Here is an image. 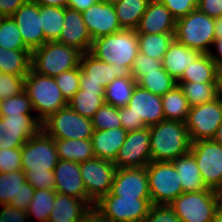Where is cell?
<instances>
[{"label": "cell", "mask_w": 222, "mask_h": 222, "mask_svg": "<svg viewBox=\"0 0 222 222\" xmlns=\"http://www.w3.org/2000/svg\"><path fill=\"white\" fill-rule=\"evenodd\" d=\"M151 161H173L191 149L185 122L162 120L149 126Z\"/></svg>", "instance_id": "1"}, {"label": "cell", "mask_w": 222, "mask_h": 222, "mask_svg": "<svg viewBox=\"0 0 222 222\" xmlns=\"http://www.w3.org/2000/svg\"><path fill=\"white\" fill-rule=\"evenodd\" d=\"M89 53L95 58L118 68L129 67L139 53L136 29H121L116 33L92 41Z\"/></svg>", "instance_id": "2"}, {"label": "cell", "mask_w": 222, "mask_h": 222, "mask_svg": "<svg viewBox=\"0 0 222 222\" xmlns=\"http://www.w3.org/2000/svg\"><path fill=\"white\" fill-rule=\"evenodd\" d=\"M24 91L31 100L36 117L43 122L51 114L68 105L54 77L35 72L32 68L25 77Z\"/></svg>", "instance_id": "3"}, {"label": "cell", "mask_w": 222, "mask_h": 222, "mask_svg": "<svg viewBox=\"0 0 222 222\" xmlns=\"http://www.w3.org/2000/svg\"><path fill=\"white\" fill-rule=\"evenodd\" d=\"M82 52L57 41H47L31 52V68L42 75H57L80 66Z\"/></svg>", "instance_id": "4"}, {"label": "cell", "mask_w": 222, "mask_h": 222, "mask_svg": "<svg viewBox=\"0 0 222 222\" xmlns=\"http://www.w3.org/2000/svg\"><path fill=\"white\" fill-rule=\"evenodd\" d=\"M214 19L198 8L176 20L174 38L188 48L209 53L215 40Z\"/></svg>", "instance_id": "5"}, {"label": "cell", "mask_w": 222, "mask_h": 222, "mask_svg": "<svg viewBox=\"0 0 222 222\" xmlns=\"http://www.w3.org/2000/svg\"><path fill=\"white\" fill-rule=\"evenodd\" d=\"M218 204L217 192L208 188L201 192H184L169 206L181 222H212Z\"/></svg>", "instance_id": "6"}, {"label": "cell", "mask_w": 222, "mask_h": 222, "mask_svg": "<svg viewBox=\"0 0 222 222\" xmlns=\"http://www.w3.org/2000/svg\"><path fill=\"white\" fill-rule=\"evenodd\" d=\"M146 171L152 204H170L184 193L178 172L171 161H151Z\"/></svg>", "instance_id": "7"}, {"label": "cell", "mask_w": 222, "mask_h": 222, "mask_svg": "<svg viewBox=\"0 0 222 222\" xmlns=\"http://www.w3.org/2000/svg\"><path fill=\"white\" fill-rule=\"evenodd\" d=\"M42 129L54 139H91L92 120L76 113L69 105L42 122Z\"/></svg>", "instance_id": "8"}, {"label": "cell", "mask_w": 222, "mask_h": 222, "mask_svg": "<svg viewBox=\"0 0 222 222\" xmlns=\"http://www.w3.org/2000/svg\"><path fill=\"white\" fill-rule=\"evenodd\" d=\"M23 172H47L54 170L59 161L54 138L43 129L21 147Z\"/></svg>", "instance_id": "9"}, {"label": "cell", "mask_w": 222, "mask_h": 222, "mask_svg": "<svg viewBox=\"0 0 222 222\" xmlns=\"http://www.w3.org/2000/svg\"><path fill=\"white\" fill-rule=\"evenodd\" d=\"M151 206V199L106 195L94 207L108 222H144Z\"/></svg>", "instance_id": "10"}, {"label": "cell", "mask_w": 222, "mask_h": 222, "mask_svg": "<svg viewBox=\"0 0 222 222\" xmlns=\"http://www.w3.org/2000/svg\"><path fill=\"white\" fill-rule=\"evenodd\" d=\"M190 152L196 160L203 183L216 191L222 185V145L213 139L199 140L192 142Z\"/></svg>", "instance_id": "11"}, {"label": "cell", "mask_w": 222, "mask_h": 222, "mask_svg": "<svg viewBox=\"0 0 222 222\" xmlns=\"http://www.w3.org/2000/svg\"><path fill=\"white\" fill-rule=\"evenodd\" d=\"M222 123V102L220 99L190 107L186 127L191 142L213 139Z\"/></svg>", "instance_id": "12"}, {"label": "cell", "mask_w": 222, "mask_h": 222, "mask_svg": "<svg viewBox=\"0 0 222 222\" xmlns=\"http://www.w3.org/2000/svg\"><path fill=\"white\" fill-rule=\"evenodd\" d=\"M116 171L117 168L112 161L97 157L80 163V172L87 195L94 203L110 192Z\"/></svg>", "instance_id": "13"}, {"label": "cell", "mask_w": 222, "mask_h": 222, "mask_svg": "<svg viewBox=\"0 0 222 222\" xmlns=\"http://www.w3.org/2000/svg\"><path fill=\"white\" fill-rule=\"evenodd\" d=\"M41 129L42 122L35 114L0 117V150L22 147Z\"/></svg>", "instance_id": "14"}, {"label": "cell", "mask_w": 222, "mask_h": 222, "mask_svg": "<svg viewBox=\"0 0 222 222\" xmlns=\"http://www.w3.org/2000/svg\"><path fill=\"white\" fill-rule=\"evenodd\" d=\"M151 162L149 126L127 133L113 162L116 168L146 167Z\"/></svg>", "instance_id": "15"}, {"label": "cell", "mask_w": 222, "mask_h": 222, "mask_svg": "<svg viewBox=\"0 0 222 222\" xmlns=\"http://www.w3.org/2000/svg\"><path fill=\"white\" fill-rule=\"evenodd\" d=\"M24 45L32 52L47 42L42 29L39 5L27 0L12 16Z\"/></svg>", "instance_id": "16"}, {"label": "cell", "mask_w": 222, "mask_h": 222, "mask_svg": "<svg viewBox=\"0 0 222 222\" xmlns=\"http://www.w3.org/2000/svg\"><path fill=\"white\" fill-rule=\"evenodd\" d=\"M107 195L122 198L151 199L146 167L117 168L114 182Z\"/></svg>", "instance_id": "17"}, {"label": "cell", "mask_w": 222, "mask_h": 222, "mask_svg": "<svg viewBox=\"0 0 222 222\" xmlns=\"http://www.w3.org/2000/svg\"><path fill=\"white\" fill-rule=\"evenodd\" d=\"M53 172L56 193L85 200L92 208L95 206L87 195L80 172V163L59 159Z\"/></svg>", "instance_id": "18"}, {"label": "cell", "mask_w": 222, "mask_h": 222, "mask_svg": "<svg viewBox=\"0 0 222 222\" xmlns=\"http://www.w3.org/2000/svg\"><path fill=\"white\" fill-rule=\"evenodd\" d=\"M118 77H132L129 67L118 68L113 64L105 63L89 52L82 54L80 59V82L100 84L106 88L109 83Z\"/></svg>", "instance_id": "19"}, {"label": "cell", "mask_w": 222, "mask_h": 222, "mask_svg": "<svg viewBox=\"0 0 222 222\" xmlns=\"http://www.w3.org/2000/svg\"><path fill=\"white\" fill-rule=\"evenodd\" d=\"M26 182L23 170L0 172V221H18L19 194Z\"/></svg>", "instance_id": "20"}, {"label": "cell", "mask_w": 222, "mask_h": 222, "mask_svg": "<svg viewBox=\"0 0 222 222\" xmlns=\"http://www.w3.org/2000/svg\"><path fill=\"white\" fill-rule=\"evenodd\" d=\"M82 15L92 40L123 29L120 26L113 4L96 2L83 11Z\"/></svg>", "instance_id": "21"}, {"label": "cell", "mask_w": 222, "mask_h": 222, "mask_svg": "<svg viewBox=\"0 0 222 222\" xmlns=\"http://www.w3.org/2000/svg\"><path fill=\"white\" fill-rule=\"evenodd\" d=\"M127 106L138 120H142L147 126L165 120L162 97L140 87L138 84L135 86Z\"/></svg>", "instance_id": "22"}, {"label": "cell", "mask_w": 222, "mask_h": 222, "mask_svg": "<svg viewBox=\"0 0 222 222\" xmlns=\"http://www.w3.org/2000/svg\"><path fill=\"white\" fill-rule=\"evenodd\" d=\"M92 41L83 21L82 12L65 7L63 29L57 42L85 53L90 51Z\"/></svg>", "instance_id": "23"}, {"label": "cell", "mask_w": 222, "mask_h": 222, "mask_svg": "<svg viewBox=\"0 0 222 222\" xmlns=\"http://www.w3.org/2000/svg\"><path fill=\"white\" fill-rule=\"evenodd\" d=\"M176 19L159 0H151L136 28L138 34L175 33Z\"/></svg>", "instance_id": "24"}, {"label": "cell", "mask_w": 222, "mask_h": 222, "mask_svg": "<svg viewBox=\"0 0 222 222\" xmlns=\"http://www.w3.org/2000/svg\"><path fill=\"white\" fill-rule=\"evenodd\" d=\"M126 136L123 128L94 130L91 142L95 157L114 162Z\"/></svg>", "instance_id": "25"}, {"label": "cell", "mask_w": 222, "mask_h": 222, "mask_svg": "<svg viewBox=\"0 0 222 222\" xmlns=\"http://www.w3.org/2000/svg\"><path fill=\"white\" fill-rule=\"evenodd\" d=\"M201 54L200 51L191 49L173 40L162 59V67L176 81H178L186 67Z\"/></svg>", "instance_id": "26"}, {"label": "cell", "mask_w": 222, "mask_h": 222, "mask_svg": "<svg viewBox=\"0 0 222 222\" xmlns=\"http://www.w3.org/2000/svg\"><path fill=\"white\" fill-rule=\"evenodd\" d=\"M91 208L85 200L56 193L48 222H79Z\"/></svg>", "instance_id": "27"}, {"label": "cell", "mask_w": 222, "mask_h": 222, "mask_svg": "<svg viewBox=\"0 0 222 222\" xmlns=\"http://www.w3.org/2000/svg\"><path fill=\"white\" fill-rule=\"evenodd\" d=\"M178 172L184 192H201L207 190L203 183L200 170L191 152L171 161Z\"/></svg>", "instance_id": "28"}, {"label": "cell", "mask_w": 222, "mask_h": 222, "mask_svg": "<svg viewBox=\"0 0 222 222\" xmlns=\"http://www.w3.org/2000/svg\"><path fill=\"white\" fill-rule=\"evenodd\" d=\"M220 71L209 54L201 53L186 67L177 82L218 83Z\"/></svg>", "instance_id": "29"}, {"label": "cell", "mask_w": 222, "mask_h": 222, "mask_svg": "<svg viewBox=\"0 0 222 222\" xmlns=\"http://www.w3.org/2000/svg\"><path fill=\"white\" fill-rule=\"evenodd\" d=\"M56 197L55 190L35 189V193L28 209L19 222H48ZM35 217V218H34ZM36 222V221H35Z\"/></svg>", "instance_id": "30"}, {"label": "cell", "mask_w": 222, "mask_h": 222, "mask_svg": "<svg viewBox=\"0 0 222 222\" xmlns=\"http://www.w3.org/2000/svg\"><path fill=\"white\" fill-rule=\"evenodd\" d=\"M59 159L82 163L95 157L91 139H54Z\"/></svg>", "instance_id": "31"}, {"label": "cell", "mask_w": 222, "mask_h": 222, "mask_svg": "<svg viewBox=\"0 0 222 222\" xmlns=\"http://www.w3.org/2000/svg\"><path fill=\"white\" fill-rule=\"evenodd\" d=\"M31 69L29 49H5L0 46V70L2 73L25 78Z\"/></svg>", "instance_id": "32"}, {"label": "cell", "mask_w": 222, "mask_h": 222, "mask_svg": "<svg viewBox=\"0 0 222 222\" xmlns=\"http://www.w3.org/2000/svg\"><path fill=\"white\" fill-rule=\"evenodd\" d=\"M105 91L78 89L68 105L78 114L92 119L95 112L105 103Z\"/></svg>", "instance_id": "33"}, {"label": "cell", "mask_w": 222, "mask_h": 222, "mask_svg": "<svg viewBox=\"0 0 222 222\" xmlns=\"http://www.w3.org/2000/svg\"><path fill=\"white\" fill-rule=\"evenodd\" d=\"M162 106L165 120L186 122L190 105L179 85L162 96Z\"/></svg>", "instance_id": "34"}, {"label": "cell", "mask_w": 222, "mask_h": 222, "mask_svg": "<svg viewBox=\"0 0 222 222\" xmlns=\"http://www.w3.org/2000/svg\"><path fill=\"white\" fill-rule=\"evenodd\" d=\"M151 0H119L114 4L120 26L136 29Z\"/></svg>", "instance_id": "35"}, {"label": "cell", "mask_w": 222, "mask_h": 222, "mask_svg": "<svg viewBox=\"0 0 222 222\" xmlns=\"http://www.w3.org/2000/svg\"><path fill=\"white\" fill-rule=\"evenodd\" d=\"M137 82L133 77H118L105 88V103L114 107L128 105Z\"/></svg>", "instance_id": "36"}, {"label": "cell", "mask_w": 222, "mask_h": 222, "mask_svg": "<svg viewBox=\"0 0 222 222\" xmlns=\"http://www.w3.org/2000/svg\"><path fill=\"white\" fill-rule=\"evenodd\" d=\"M190 107L218 99V83L177 82Z\"/></svg>", "instance_id": "37"}, {"label": "cell", "mask_w": 222, "mask_h": 222, "mask_svg": "<svg viewBox=\"0 0 222 222\" xmlns=\"http://www.w3.org/2000/svg\"><path fill=\"white\" fill-rule=\"evenodd\" d=\"M174 39V33L138 34L139 52L162 61Z\"/></svg>", "instance_id": "38"}, {"label": "cell", "mask_w": 222, "mask_h": 222, "mask_svg": "<svg viewBox=\"0 0 222 222\" xmlns=\"http://www.w3.org/2000/svg\"><path fill=\"white\" fill-rule=\"evenodd\" d=\"M42 29L47 41H57L64 24V8L58 6H39Z\"/></svg>", "instance_id": "39"}, {"label": "cell", "mask_w": 222, "mask_h": 222, "mask_svg": "<svg viewBox=\"0 0 222 222\" xmlns=\"http://www.w3.org/2000/svg\"><path fill=\"white\" fill-rule=\"evenodd\" d=\"M137 84L155 95L162 97L177 85V81L161 67L155 71L145 72L137 81Z\"/></svg>", "instance_id": "40"}, {"label": "cell", "mask_w": 222, "mask_h": 222, "mask_svg": "<svg viewBox=\"0 0 222 222\" xmlns=\"http://www.w3.org/2000/svg\"><path fill=\"white\" fill-rule=\"evenodd\" d=\"M0 46L5 49H28L12 17H5L0 24Z\"/></svg>", "instance_id": "41"}, {"label": "cell", "mask_w": 222, "mask_h": 222, "mask_svg": "<svg viewBox=\"0 0 222 222\" xmlns=\"http://www.w3.org/2000/svg\"><path fill=\"white\" fill-rule=\"evenodd\" d=\"M92 120L94 130L122 128L118 107L104 103L94 114Z\"/></svg>", "instance_id": "42"}, {"label": "cell", "mask_w": 222, "mask_h": 222, "mask_svg": "<svg viewBox=\"0 0 222 222\" xmlns=\"http://www.w3.org/2000/svg\"><path fill=\"white\" fill-rule=\"evenodd\" d=\"M25 91L0 102V117L5 115L35 114Z\"/></svg>", "instance_id": "43"}, {"label": "cell", "mask_w": 222, "mask_h": 222, "mask_svg": "<svg viewBox=\"0 0 222 222\" xmlns=\"http://www.w3.org/2000/svg\"><path fill=\"white\" fill-rule=\"evenodd\" d=\"M54 78L64 98L69 101L79 89L80 66L65 71Z\"/></svg>", "instance_id": "44"}, {"label": "cell", "mask_w": 222, "mask_h": 222, "mask_svg": "<svg viewBox=\"0 0 222 222\" xmlns=\"http://www.w3.org/2000/svg\"><path fill=\"white\" fill-rule=\"evenodd\" d=\"M25 78L2 73L0 75V102L24 91Z\"/></svg>", "instance_id": "45"}, {"label": "cell", "mask_w": 222, "mask_h": 222, "mask_svg": "<svg viewBox=\"0 0 222 222\" xmlns=\"http://www.w3.org/2000/svg\"><path fill=\"white\" fill-rule=\"evenodd\" d=\"M162 67V61L154 59L143 53H138L136 58L133 60L131 66L132 77L137 82L145 72H151L158 70Z\"/></svg>", "instance_id": "46"}, {"label": "cell", "mask_w": 222, "mask_h": 222, "mask_svg": "<svg viewBox=\"0 0 222 222\" xmlns=\"http://www.w3.org/2000/svg\"><path fill=\"white\" fill-rule=\"evenodd\" d=\"M21 147L0 150V172L9 173L22 170Z\"/></svg>", "instance_id": "47"}, {"label": "cell", "mask_w": 222, "mask_h": 222, "mask_svg": "<svg viewBox=\"0 0 222 222\" xmlns=\"http://www.w3.org/2000/svg\"><path fill=\"white\" fill-rule=\"evenodd\" d=\"M144 222H181L169 204H152Z\"/></svg>", "instance_id": "48"}, {"label": "cell", "mask_w": 222, "mask_h": 222, "mask_svg": "<svg viewBox=\"0 0 222 222\" xmlns=\"http://www.w3.org/2000/svg\"><path fill=\"white\" fill-rule=\"evenodd\" d=\"M25 178L35 189L55 190V178L53 170L47 172H24Z\"/></svg>", "instance_id": "49"}, {"label": "cell", "mask_w": 222, "mask_h": 222, "mask_svg": "<svg viewBox=\"0 0 222 222\" xmlns=\"http://www.w3.org/2000/svg\"><path fill=\"white\" fill-rule=\"evenodd\" d=\"M162 4H164L169 11L171 12L172 16L178 20L194 9L197 8V1L196 0H159Z\"/></svg>", "instance_id": "50"}, {"label": "cell", "mask_w": 222, "mask_h": 222, "mask_svg": "<svg viewBox=\"0 0 222 222\" xmlns=\"http://www.w3.org/2000/svg\"><path fill=\"white\" fill-rule=\"evenodd\" d=\"M118 111L122 128L125 129L127 133L147 127L142 120H138L128 106L119 107Z\"/></svg>", "instance_id": "51"}, {"label": "cell", "mask_w": 222, "mask_h": 222, "mask_svg": "<svg viewBox=\"0 0 222 222\" xmlns=\"http://www.w3.org/2000/svg\"><path fill=\"white\" fill-rule=\"evenodd\" d=\"M197 8L213 19L222 16V0H199Z\"/></svg>", "instance_id": "52"}, {"label": "cell", "mask_w": 222, "mask_h": 222, "mask_svg": "<svg viewBox=\"0 0 222 222\" xmlns=\"http://www.w3.org/2000/svg\"><path fill=\"white\" fill-rule=\"evenodd\" d=\"M35 193V188L28 182L22 186L21 193L19 194L18 204V220L23 216L31 203Z\"/></svg>", "instance_id": "53"}, {"label": "cell", "mask_w": 222, "mask_h": 222, "mask_svg": "<svg viewBox=\"0 0 222 222\" xmlns=\"http://www.w3.org/2000/svg\"><path fill=\"white\" fill-rule=\"evenodd\" d=\"M27 0H0V12L11 17Z\"/></svg>", "instance_id": "54"}, {"label": "cell", "mask_w": 222, "mask_h": 222, "mask_svg": "<svg viewBox=\"0 0 222 222\" xmlns=\"http://www.w3.org/2000/svg\"><path fill=\"white\" fill-rule=\"evenodd\" d=\"M208 54L214 63L222 70V38H215Z\"/></svg>", "instance_id": "55"}, {"label": "cell", "mask_w": 222, "mask_h": 222, "mask_svg": "<svg viewBox=\"0 0 222 222\" xmlns=\"http://www.w3.org/2000/svg\"><path fill=\"white\" fill-rule=\"evenodd\" d=\"M96 2L97 0H69L67 8L83 12Z\"/></svg>", "instance_id": "56"}, {"label": "cell", "mask_w": 222, "mask_h": 222, "mask_svg": "<svg viewBox=\"0 0 222 222\" xmlns=\"http://www.w3.org/2000/svg\"><path fill=\"white\" fill-rule=\"evenodd\" d=\"M79 222H108L95 207L91 208Z\"/></svg>", "instance_id": "57"}, {"label": "cell", "mask_w": 222, "mask_h": 222, "mask_svg": "<svg viewBox=\"0 0 222 222\" xmlns=\"http://www.w3.org/2000/svg\"><path fill=\"white\" fill-rule=\"evenodd\" d=\"M39 6H58V7H67L69 0H33Z\"/></svg>", "instance_id": "58"}, {"label": "cell", "mask_w": 222, "mask_h": 222, "mask_svg": "<svg viewBox=\"0 0 222 222\" xmlns=\"http://www.w3.org/2000/svg\"><path fill=\"white\" fill-rule=\"evenodd\" d=\"M79 88L91 91H105V88L102 87L100 84L85 83V82H80Z\"/></svg>", "instance_id": "59"}, {"label": "cell", "mask_w": 222, "mask_h": 222, "mask_svg": "<svg viewBox=\"0 0 222 222\" xmlns=\"http://www.w3.org/2000/svg\"><path fill=\"white\" fill-rule=\"evenodd\" d=\"M215 38H222V16L214 19Z\"/></svg>", "instance_id": "60"}, {"label": "cell", "mask_w": 222, "mask_h": 222, "mask_svg": "<svg viewBox=\"0 0 222 222\" xmlns=\"http://www.w3.org/2000/svg\"><path fill=\"white\" fill-rule=\"evenodd\" d=\"M212 222H222V205L218 204Z\"/></svg>", "instance_id": "61"}, {"label": "cell", "mask_w": 222, "mask_h": 222, "mask_svg": "<svg viewBox=\"0 0 222 222\" xmlns=\"http://www.w3.org/2000/svg\"><path fill=\"white\" fill-rule=\"evenodd\" d=\"M213 140L222 145V123L218 127Z\"/></svg>", "instance_id": "62"}, {"label": "cell", "mask_w": 222, "mask_h": 222, "mask_svg": "<svg viewBox=\"0 0 222 222\" xmlns=\"http://www.w3.org/2000/svg\"><path fill=\"white\" fill-rule=\"evenodd\" d=\"M218 98L222 102V70L220 71L218 78Z\"/></svg>", "instance_id": "63"}, {"label": "cell", "mask_w": 222, "mask_h": 222, "mask_svg": "<svg viewBox=\"0 0 222 222\" xmlns=\"http://www.w3.org/2000/svg\"><path fill=\"white\" fill-rule=\"evenodd\" d=\"M219 204L222 205V185L216 190Z\"/></svg>", "instance_id": "64"}, {"label": "cell", "mask_w": 222, "mask_h": 222, "mask_svg": "<svg viewBox=\"0 0 222 222\" xmlns=\"http://www.w3.org/2000/svg\"><path fill=\"white\" fill-rule=\"evenodd\" d=\"M119 0H97V2L107 3V4H116Z\"/></svg>", "instance_id": "65"}, {"label": "cell", "mask_w": 222, "mask_h": 222, "mask_svg": "<svg viewBox=\"0 0 222 222\" xmlns=\"http://www.w3.org/2000/svg\"><path fill=\"white\" fill-rule=\"evenodd\" d=\"M4 18H5V16L0 12V24Z\"/></svg>", "instance_id": "66"}, {"label": "cell", "mask_w": 222, "mask_h": 222, "mask_svg": "<svg viewBox=\"0 0 222 222\" xmlns=\"http://www.w3.org/2000/svg\"><path fill=\"white\" fill-rule=\"evenodd\" d=\"M0 222H19V221H0Z\"/></svg>", "instance_id": "67"}]
</instances>
